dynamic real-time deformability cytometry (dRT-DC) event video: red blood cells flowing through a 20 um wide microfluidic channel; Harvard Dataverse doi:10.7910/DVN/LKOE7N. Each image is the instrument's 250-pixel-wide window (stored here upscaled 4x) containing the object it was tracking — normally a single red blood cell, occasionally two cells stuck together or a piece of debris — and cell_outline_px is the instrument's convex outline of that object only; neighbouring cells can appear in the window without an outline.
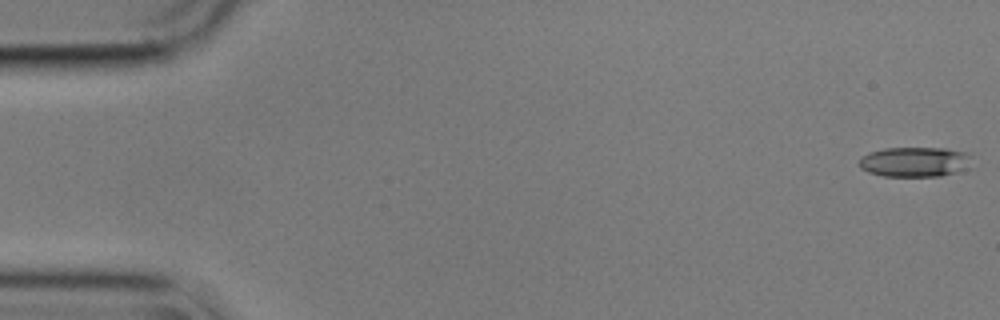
{"species": "common noctule bat (a hibernating species)", "species_latin": "Nyctalus noctula", "temperature_condition": "cold", "stored_images_in_passage": 10, "camera_frame_rate_fps": 3000, "um_per_image_px": 0.085, "animal": {"sex": "male", "body_mass_g": 17.9}, "frame": {"image": 1, "passage_image": 1, "time_ms": 0.0, "image_size_px": [1000, 320], "cell_outline_px": [[964, 168], [940, 176], [884, 176], [868, 172], [860, 168], [860, 156], [884, 148], [944, 148], [964, 152]], "centroid_in_image_um": [77.58, 13.76], "position_along_channel_um": 7.4, "area_um2": 18.79}}